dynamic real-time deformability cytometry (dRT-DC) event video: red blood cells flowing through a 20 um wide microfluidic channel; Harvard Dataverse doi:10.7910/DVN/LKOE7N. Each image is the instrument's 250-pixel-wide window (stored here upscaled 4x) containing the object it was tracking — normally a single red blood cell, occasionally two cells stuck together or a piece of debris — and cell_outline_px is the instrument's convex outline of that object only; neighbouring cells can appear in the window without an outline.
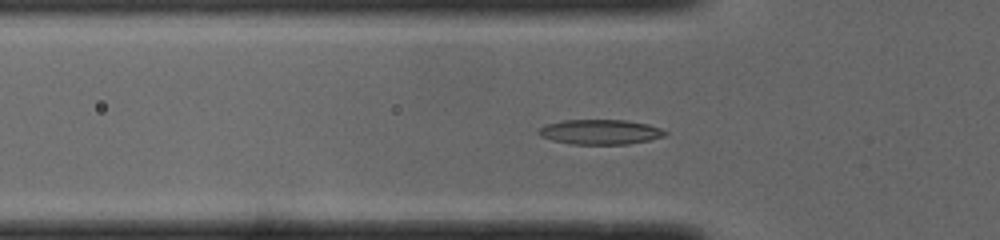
{"species": "common noctule bat (a hibernating species)", "species_latin": "Nyctalus noctula", "temperature_condition": "cold", "stored_images_in_passage": 50, "camera_frame_rate_fps": 3000, "um_per_image_px": 0.085, "animal": {"sex": "male", "body_mass_g": 19.0, "forearm_length_mm": 50.8}, "frame": {"image": 1, "passage_image": 15, "time_ms": 4.667, "image_size_px": [1000, 240], "cell_outline_px": [[668, 132], [664, 136], [648, 140], [628, 144], [572, 144], [552, 140], [540, 136], [536, 132], [540, 128], [548, 124], [564, 120], [624, 120], [648, 124], [660, 128]], "centroid_in_image_um": [51.01, 11.21], "position_along_channel_um": 74.8, "area_um2": 18.21}}
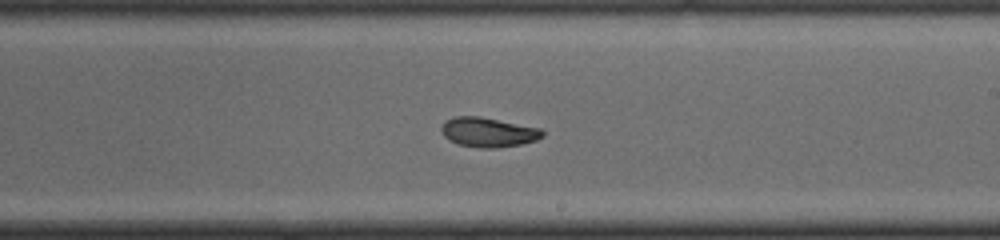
{"frame": {"image": 2, "passage_image": 28, "time_ms": 9.0, "image_size_px": [1000, 240], "cell_outline_px": [[544, 136], [536, 140], [520, 144], [496, 148], [480, 148], [460, 144], [444, 136], [440, 128], [444, 120], [456, 116], [480, 116], [540, 128], [544, 132]], "centroid_in_image_um": [41.5, 11.23], "position_along_channel_um": 247.5, "area_um2": 17.34}}
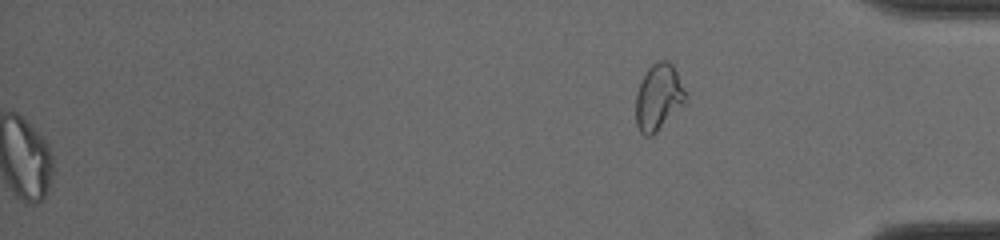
{"frame": {"image": 3, "passage_image": 50, "time_ms": 16.333, "image_size_px": [1000, 240], "cell_outline_px": [[688, 104], [652, 136], [644, 136], [640, 132], [636, 124], [636, 92], [648, 68], [656, 60], [668, 60], [672, 64], [688, 96]], "centroid_in_image_um": [56.02, 8.3], "position_along_channel_um": 379.2, "area_um2": 19.77}, "authors_computed_cell_mechanics": {"area_um2": 17.6001, "velocity_mm_per_s": 3.9915, "shape_relaxation_time_tau1_ms": 9.6519, "shape_relaxation_time_tau2_ms": 2.5726, "deformation_change_tau1": 0.2576, "deformation_change_tau2": 0.0792}}